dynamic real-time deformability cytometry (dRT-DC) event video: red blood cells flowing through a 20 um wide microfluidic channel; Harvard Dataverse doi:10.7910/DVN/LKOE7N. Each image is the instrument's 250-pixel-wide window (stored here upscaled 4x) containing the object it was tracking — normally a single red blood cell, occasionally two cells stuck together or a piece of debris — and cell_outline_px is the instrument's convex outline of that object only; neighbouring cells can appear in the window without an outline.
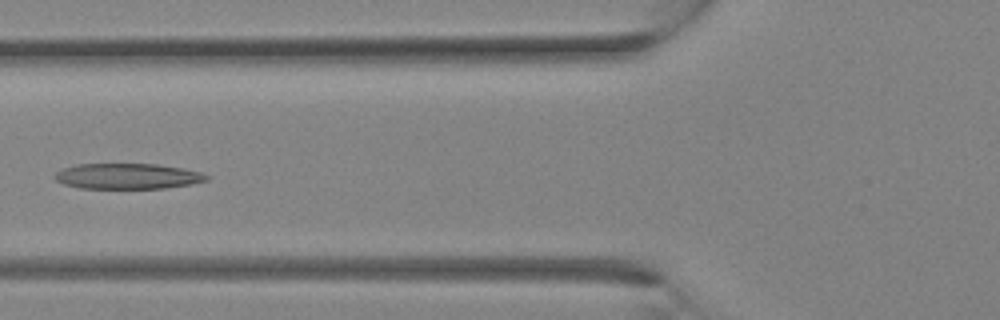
{"species": "Egyptian fruit bat (a non-hibernating species)", "species_latin": "Rousettus aegyptiacus", "temperature_condition": "room temperature", "stored_images_in_passage": 13, "camera_frame_rate_fps": 3000, "um_per_image_px": 0.085, "animal": {"sex": "female"}, "frame": {"image": 1, "passage_image": 6, "time_ms": 1.667, "image_size_px": [1000, 320], "cell_outline_px": [[208, 180], [192, 184], [164, 188], [80, 188], [64, 184], [56, 180], [52, 176], [56, 172], [64, 168], [76, 164], [156, 164], [184, 168], [200, 172], [208, 176]], "centroid_in_image_um": [10.83, 14.97], "position_along_channel_um": 115.0, "area_um2": 22.6}}
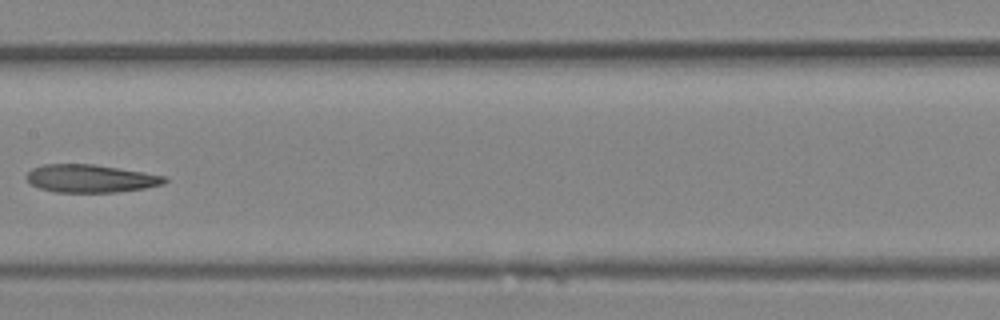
{"frame": {"image": 2, "passage_image": 10, "time_ms": 3.0, "image_size_px": [1000, 320], "cell_outline_px": [[168, 180], [164, 184], [144, 188], [116, 192], [56, 192], [40, 188], [32, 184], [24, 176], [32, 168], [44, 164], [92, 164], [144, 172], [164, 176]], "centroid_in_image_um": [7.69, 15.17], "position_along_channel_um": 199.7, "area_um2": 22.31}}
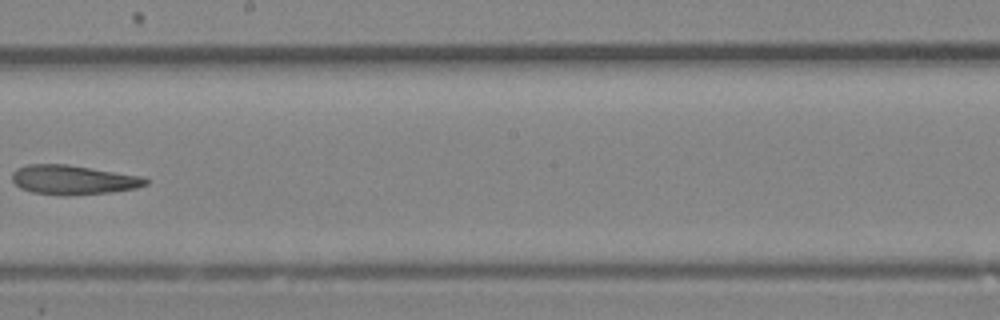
{"frame": {"image": 3, "passage_image": 12, "time_ms": 3.667, "image_size_px": [1000, 320], "cell_outline_px": [[152, 180], [148, 184], [136, 188], [112, 192], [64, 196], [60, 196], [32, 192], [20, 188], [12, 180], [12, 172], [16, 168], [28, 164], [68, 164], [140, 176]], "centroid_in_image_um": [6.22, 15.29], "position_along_channel_um": 242.0, "area_um2": 23.06}}